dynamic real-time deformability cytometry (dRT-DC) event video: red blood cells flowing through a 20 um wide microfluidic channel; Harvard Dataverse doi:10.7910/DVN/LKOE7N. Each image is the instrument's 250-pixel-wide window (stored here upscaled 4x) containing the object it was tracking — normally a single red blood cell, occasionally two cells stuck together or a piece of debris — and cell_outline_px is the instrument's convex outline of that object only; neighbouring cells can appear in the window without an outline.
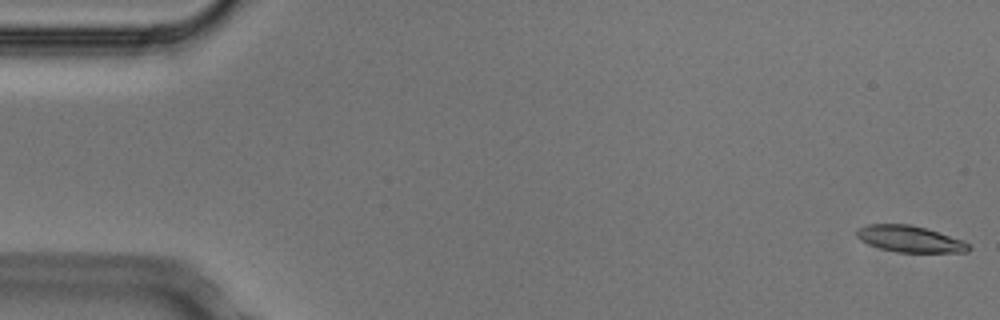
{"species": "Egyptian fruit bat (a non-hibernating species)", "species_latin": "Rousettus aegyptiacus", "temperature_condition": "cold", "stored_images_in_passage": 5, "camera_frame_rate_fps": 3000, "um_per_image_px": 0.085, "animal": {"sex": "male"}, "frame": {"image": 1, "passage_image": 1, "time_ms": 0.0, "image_size_px": [1000, 320], "cell_outline_px": [[972, 248], [968, 252], [896, 252], [880, 248], [868, 244], [860, 240], [856, 236], [856, 228], [868, 224], [908, 224], [924, 228], [964, 240]], "centroid_in_image_um": [77.31, 20.31], "position_along_channel_um": 7.7, "area_um2": 17.22}}
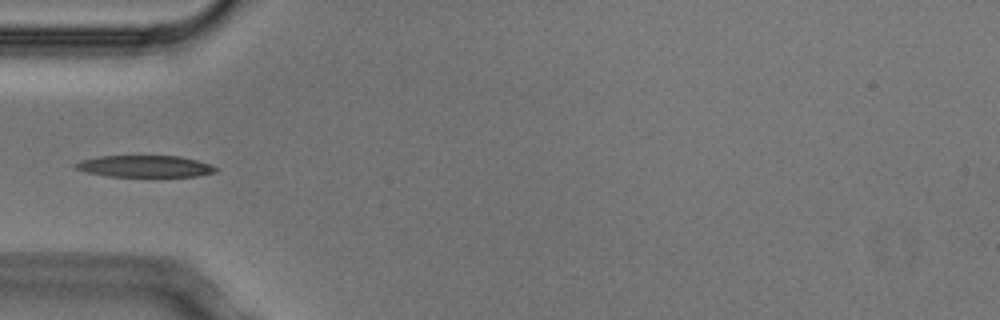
{"frame": {"image": 2, "passage_image": 5, "time_ms": 1.333, "image_size_px": [1000, 320], "cell_outline_px": [[216, 172], [196, 176], [108, 176], [88, 172], [76, 168], [72, 164], [80, 160], [96, 156], [180, 156], [196, 160], [208, 164], [216, 168]], "centroid_in_image_um": [12.26, 14.12], "position_along_channel_um": 72.7, "area_um2": 17.51}}